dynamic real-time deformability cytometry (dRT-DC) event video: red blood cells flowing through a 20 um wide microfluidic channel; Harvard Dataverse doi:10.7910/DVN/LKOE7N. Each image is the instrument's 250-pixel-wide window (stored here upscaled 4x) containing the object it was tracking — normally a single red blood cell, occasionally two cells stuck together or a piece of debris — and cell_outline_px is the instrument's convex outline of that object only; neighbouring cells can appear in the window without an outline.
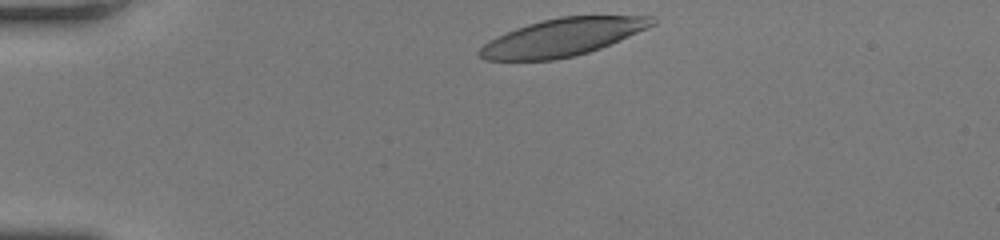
{"species": "human", "species_latin": "Homo sapiens", "temperature_condition": "room temperature", "stored_images_in_passage": 32, "camera_frame_rate_fps": 3000, "um_per_image_px": 0.085, "donor": {"sex": "female"}, "frame": {"image": 1, "passage_image": 1, "time_ms": 0.0, "image_size_px": [1000, 240], "cell_outline_px": [[656, 24], [620, 40], [600, 48], [576, 56], [556, 60], [484, 60], [476, 52], [488, 40], [496, 36], [516, 28], [528, 24], [560, 16], [652, 16], [656, 20]], "centroid_in_image_um": [47.79, 3.17], "position_along_channel_um": 37.2, "area_um2": 37.69}}
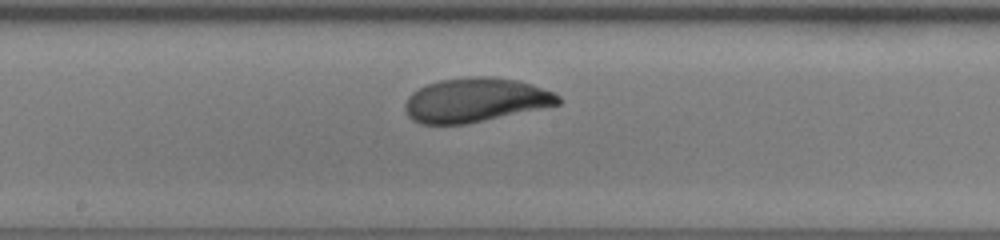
{"frame": {"image": 2, "passage_image": 18, "time_ms": 5.667, "image_size_px": [1000, 240], "cell_outline_px": [[564, 100], [560, 104], [468, 124], [420, 124], [412, 120], [408, 116], [404, 108], [404, 104], [408, 96], [412, 92], [428, 84], [440, 80], [468, 76], [492, 76], [516, 80], [532, 84], [552, 92], [560, 96]], "centroid_in_image_um": [40.4, 8.5], "position_along_channel_um": 207.8, "area_um2": 39.59}}
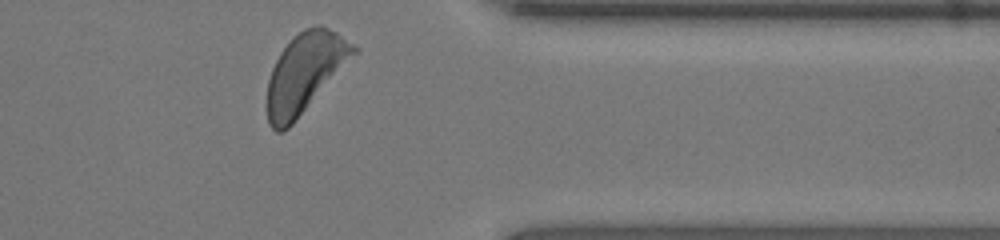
{"frame": {"image": 3, "passage_image": 32, "time_ms": 10.333, "image_size_px": [1000, 240], "cell_outline_px": [[360, 52], [292, 124], [284, 132], [276, 132], [268, 124], [268, 80], [272, 68], [280, 52], [304, 28], [316, 24], [320, 24], [336, 32], [360, 48]], "centroid_in_image_um": [25.97, 6.18], "position_along_channel_um": 385.4, "area_um2": 40.0}, "authors_computed_cell_mechanics": {"area_um2": 39.4196, "velocity_mm_per_s": 3.9915, "shape_relaxation_time_tau1_ms": 2.9665, "shape_relaxation_time_tau2_ms": 6.8539, "deformation_change_tau1": 0.1622, "deformation_change_tau2": 0.1393}}